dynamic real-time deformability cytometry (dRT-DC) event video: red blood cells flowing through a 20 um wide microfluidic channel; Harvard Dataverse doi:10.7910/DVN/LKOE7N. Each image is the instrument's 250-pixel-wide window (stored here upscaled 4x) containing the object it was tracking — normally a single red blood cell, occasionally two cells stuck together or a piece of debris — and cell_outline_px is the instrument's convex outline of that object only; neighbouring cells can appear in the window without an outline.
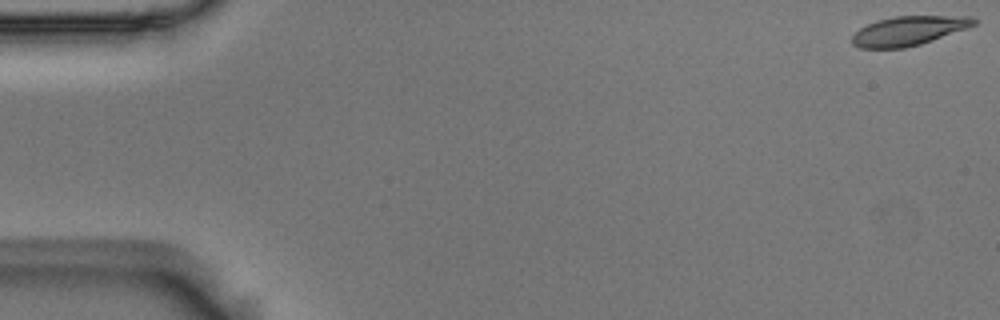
{"species": "Egyptian fruit bat (a non-hibernating species)", "species_latin": "Rousettus aegyptiacus", "temperature_condition": "room temperature", "stored_images_in_passage": 55, "camera_frame_rate_fps": 3000, "um_per_image_px": 0.085, "animal": {"sex": "male"}, "frame": {"image": 1, "passage_image": 1, "time_ms": 0.0, "image_size_px": [1000, 320], "cell_outline_px": [[976, 24], [968, 28], [920, 44], [904, 48], [860, 48], [852, 44], [852, 36], [860, 28], [868, 24], [892, 16], [972, 16], [976, 20]], "centroid_in_image_um": [77.24, 2.61], "position_along_channel_um": 7.8, "area_um2": 20.63}}
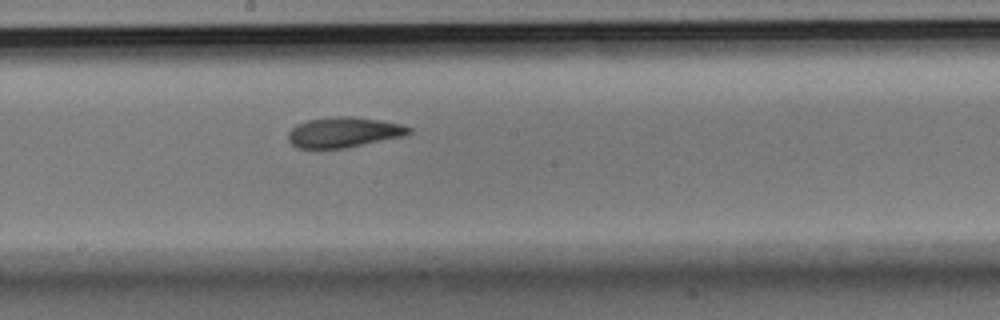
{"frame": {"image": 2, "passage_image": 30, "time_ms": 9.667, "image_size_px": [1000, 320], "cell_outline_px": [[412, 132], [404, 136], [344, 148], [296, 148], [288, 140], [288, 132], [296, 124], [308, 120], [328, 116], [352, 116], [380, 120], [400, 124], [412, 128]], "centroid_in_image_um": [29.2, 11.23], "position_along_channel_um": 219.0, "area_um2": 21.39}}
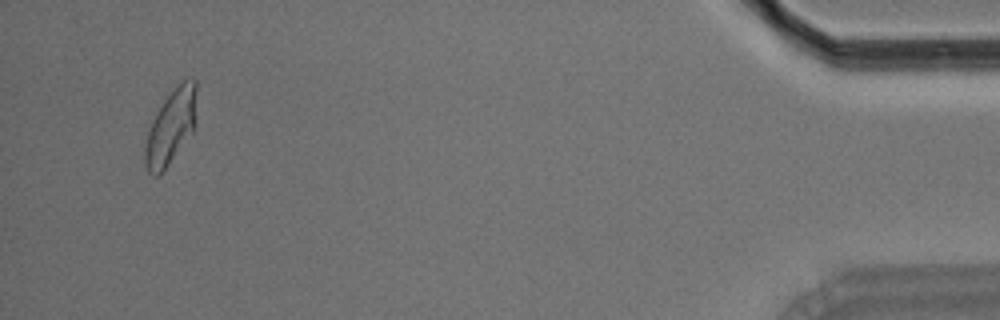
{"frame": {"image": 3, "passage_image": 53, "time_ms": 17.333, "image_size_px": [1000, 320], "cell_outline_px": [[196, 120], [192, 132], [160, 176], [152, 176], [148, 172], [144, 164], [144, 148], [148, 132], [152, 120], [164, 100], [176, 84], [184, 80], [196, 80]], "centroid_in_image_um": [14.51, 10.81], "position_along_channel_um": 420.7, "area_um2": 22.43}, "authors_computed_cell_mechanics": {"area_um2": 21.5594, "velocity_mm_per_s": 3.6446, "shape_relaxation_time_tau1_ms": 6.1739, "shape_relaxation_time_tau2_ms": 1.9517, "deformation_change_tau1": 0.1723, "deformation_change_tau2": 0.0822}}